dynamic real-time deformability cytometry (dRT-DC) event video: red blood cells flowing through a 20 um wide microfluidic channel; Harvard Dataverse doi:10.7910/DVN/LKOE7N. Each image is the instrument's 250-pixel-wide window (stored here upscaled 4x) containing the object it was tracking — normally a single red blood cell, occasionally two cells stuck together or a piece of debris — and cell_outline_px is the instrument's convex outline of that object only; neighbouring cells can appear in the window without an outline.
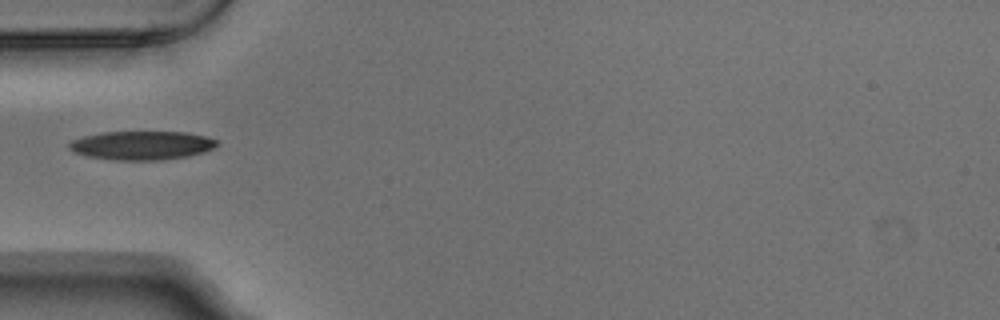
{"species": "Egyptian fruit bat (a non-hibernating species)", "species_latin": "Rousettus aegyptiacus", "temperature_condition": "warm", "stored_images_in_passage": 2, "camera_frame_rate_fps": 3000, "um_per_image_px": 0.085, "animal": {"sex": "male"}, "frame": {"image": 1, "passage_image": 1, "time_ms": 0.0, "image_size_px": [1000, 320], "cell_outline_px": [[220, 144], [204, 152], [188, 156], [160, 160], [112, 160], [84, 156], [72, 152], [68, 148], [68, 144], [72, 140], [84, 136], [104, 132], [184, 132], [204, 136], [216, 140]], "centroid_in_image_um": [12.0, 12.37], "position_along_channel_um": 73.0, "area_um2": 24.85}}
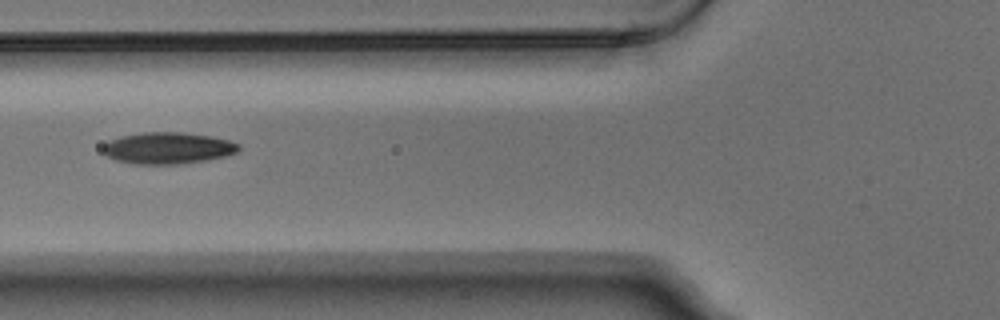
{"frame": {"image": 2, "passage_image": 2, "time_ms": 0.333, "image_size_px": [1000, 320], "cell_outline_px": [[240, 148], [236, 152], [224, 156], [208, 160], [180, 164], [132, 164], [116, 160], [108, 156], [100, 148], [108, 140], [120, 136], [144, 132], [184, 132], [212, 136], [228, 140], [240, 144]], "centroid_in_image_um": [14.25, 12.58], "position_along_channel_um": 111.6, "area_um2": 25.2}}